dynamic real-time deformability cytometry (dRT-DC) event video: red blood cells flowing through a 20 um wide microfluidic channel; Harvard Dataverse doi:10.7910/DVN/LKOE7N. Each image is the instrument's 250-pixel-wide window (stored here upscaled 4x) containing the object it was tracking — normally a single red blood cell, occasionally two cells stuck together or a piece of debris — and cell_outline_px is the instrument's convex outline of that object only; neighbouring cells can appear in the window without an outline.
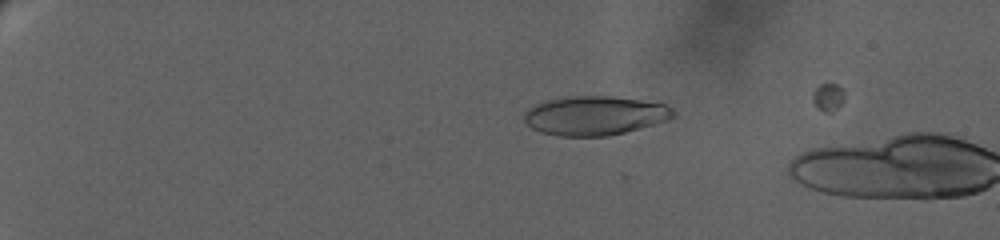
{"species": "human", "species_latin": "Homo sapiens", "temperature_condition": "warm", "stored_images_in_passage": 7, "camera_frame_rate_fps": 3000, "um_per_image_px": 0.085, "donor": {"sex": "female"}, "frame": {"image": 1, "passage_image": 3, "time_ms": 0.333, "image_size_px": [1000, 240], "cell_outline_px": [[676, 116], [668, 120], [624, 132], [608, 136], [560, 136], [540, 132], [532, 128], [524, 120], [524, 112], [528, 108], [536, 104], [548, 100], [568, 96], [612, 96], [640, 100], [664, 104], [672, 108], [676, 112]], "centroid_in_image_um": [50.56, 9.82], "position_along_channel_um": 34.4, "area_um2": 33.93}}